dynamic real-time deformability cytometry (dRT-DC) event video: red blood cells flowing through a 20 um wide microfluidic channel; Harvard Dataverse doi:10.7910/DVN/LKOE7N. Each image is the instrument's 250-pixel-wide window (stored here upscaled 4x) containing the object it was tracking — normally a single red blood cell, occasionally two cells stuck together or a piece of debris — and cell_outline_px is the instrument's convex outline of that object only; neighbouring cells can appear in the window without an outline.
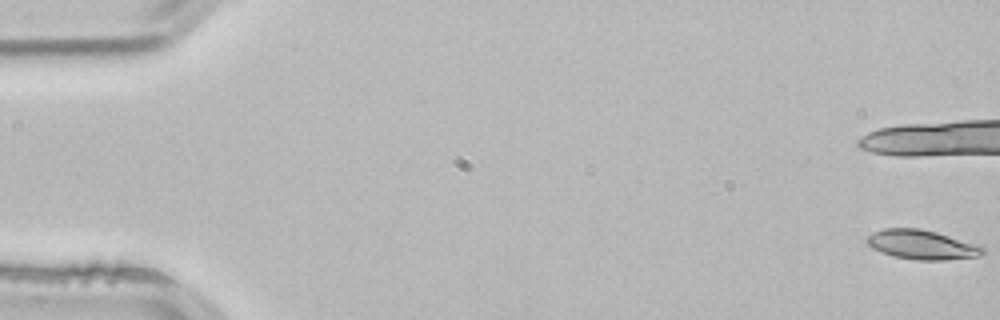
{"species": "common noctule bat (a hibernating species)", "species_latin": "Nyctalus noctula", "temperature_condition": "room temperature", "stored_images_in_passage": 6, "camera_frame_rate_fps": 3000, "um_per_image_px": 0.085, "animal": {"sex": "male", "body_mass_g": 21.5, "forearm_length_mm": 52.0}, "frame": {"image": 1, "passage_image": 1, "time_ms": 0.0, "image_size_px": [1000, 320], "cell_outline_px": [[984, 252], [980, 256], [944, 260], [916, 260], [892, 256], [880, 252], [872, 248], [864, 240], [872, 232], [884, 228], [920, 228], [936, 232], [980, 244], [984, 248]], "centroid_in_image_um": [78.35, 20.79], "position_along_channel_um": 6.6, "area_um2": 20.11}}